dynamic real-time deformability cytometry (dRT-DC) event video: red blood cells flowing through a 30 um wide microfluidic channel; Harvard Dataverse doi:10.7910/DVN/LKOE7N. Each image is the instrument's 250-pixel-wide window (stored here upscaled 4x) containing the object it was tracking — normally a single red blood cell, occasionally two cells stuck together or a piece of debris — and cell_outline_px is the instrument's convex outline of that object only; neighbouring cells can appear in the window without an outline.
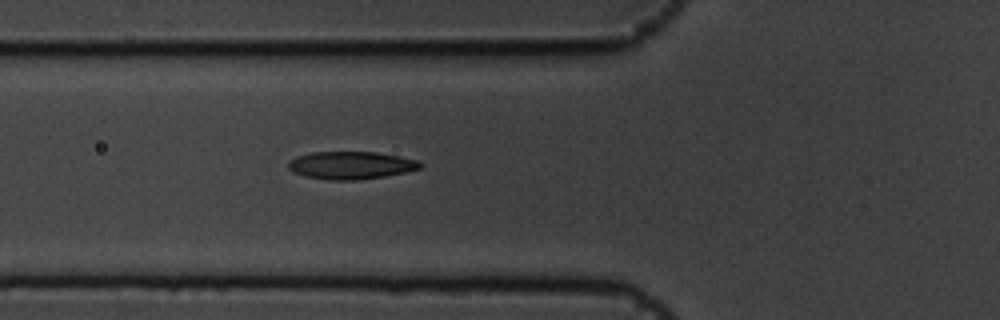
{"species": "common noctule bat (a hibernating species)", "species_latin": "Nyctalus noctula", "temperature_condition": "cold", "stored_images_in_passage": 2, "camera_frame_rate_fps": 3000, "um_per_image_px": 0.085, "animal": {"sex": "male", "body_mass_g": 19.5, "forearm_length_mm": 54.6}, "frame": {"image": 1, "passage_image": 2, "time_ms": 0.333, "image_size_px": [1000, 320], "cell_outline_px": [[424, 164], [420, 168], [404, 172], [384, 176], [356, 180], [328, 180], [308, 176], [292, 172], [288, 168], [288, 164], [296, 156], [312, 152], [376, 152], [416, 160]], "centroid_in_image_um": [29.81, 14.05], "position_along_channel_um": 96.0, "area_um2": 20.98}}